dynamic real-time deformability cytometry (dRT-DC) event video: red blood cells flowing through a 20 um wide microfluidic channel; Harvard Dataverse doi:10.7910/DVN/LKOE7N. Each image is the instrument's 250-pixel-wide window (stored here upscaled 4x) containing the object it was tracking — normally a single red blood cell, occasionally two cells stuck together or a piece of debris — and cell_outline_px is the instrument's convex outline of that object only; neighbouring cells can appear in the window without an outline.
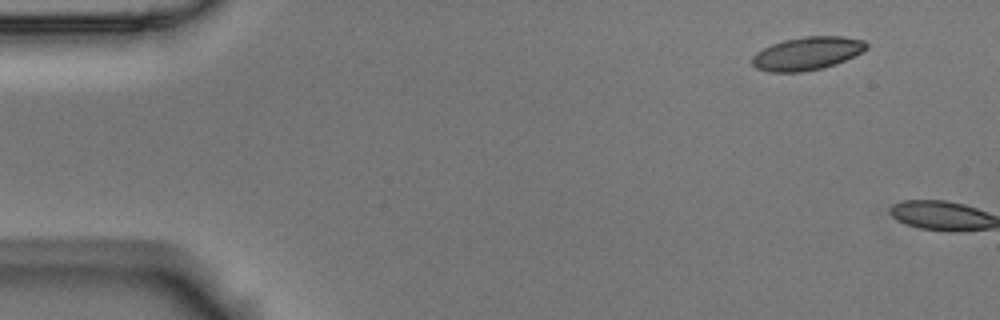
{"species": "Egyptian fruit bat (a non-hibernating species)", "species_latin": "Rousettus aegyptiacus", "temperature_condition": "room temperature", "stored_images_in_passage": 3, "camera_frame_rate_fps": 3000, "um_per_image_px": 0.085, "animal": {"sex": "male"}, "frame": {"image": 1, "passage_image": 1, "time_ms": 0.0, "image_size_px": [1000, 320], "cell_outline_px": [[868, 48], [836, 64], [824, 68], [800, 72], [768, 72], [756, 68], [752, 64], [752, 56], [756, 52], [772, 44], [784, 40], [804, 36], [844, 36], [864, 40], [868, 44]], "centroid_in_image_um": [68.59, 4.54], "position_along_channel_um": 16.4, "area_um2": 22.08}}